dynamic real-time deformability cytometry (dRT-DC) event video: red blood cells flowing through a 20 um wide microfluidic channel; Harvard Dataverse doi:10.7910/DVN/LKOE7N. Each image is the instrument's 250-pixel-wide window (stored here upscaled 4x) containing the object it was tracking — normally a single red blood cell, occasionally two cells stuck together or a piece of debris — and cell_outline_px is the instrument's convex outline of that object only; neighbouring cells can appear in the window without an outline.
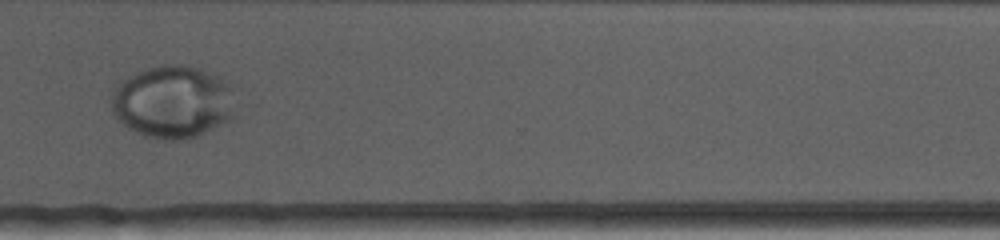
{"species": "human", "species_latin": "Homo sapiens", "temperature_condition": "cold", "stored_images_in_passage": 31, "camera_frame_rate_fps": 3000, "um_per_image_px": 0.085, "donor": {"sex": "female"}, "frame": {"image": 1, "passage_image": 22, "time_ms": 7.0, "image_size_px": [1000, 240], "cell_outline_px": [[236, 116], [196, 136], [184, 140], [156, 140], [144, 136], [128, 128], [116, 120], [108, 100], [116, 88], [128, 76], [136, 72], [148, 68], [164, 64], [184, 64], [200, 68], [236, 84]], "centroid_in_image_um": [14.74, 8.66], "position_along_channel_um": 355.9, "area_um2": 53.87}}